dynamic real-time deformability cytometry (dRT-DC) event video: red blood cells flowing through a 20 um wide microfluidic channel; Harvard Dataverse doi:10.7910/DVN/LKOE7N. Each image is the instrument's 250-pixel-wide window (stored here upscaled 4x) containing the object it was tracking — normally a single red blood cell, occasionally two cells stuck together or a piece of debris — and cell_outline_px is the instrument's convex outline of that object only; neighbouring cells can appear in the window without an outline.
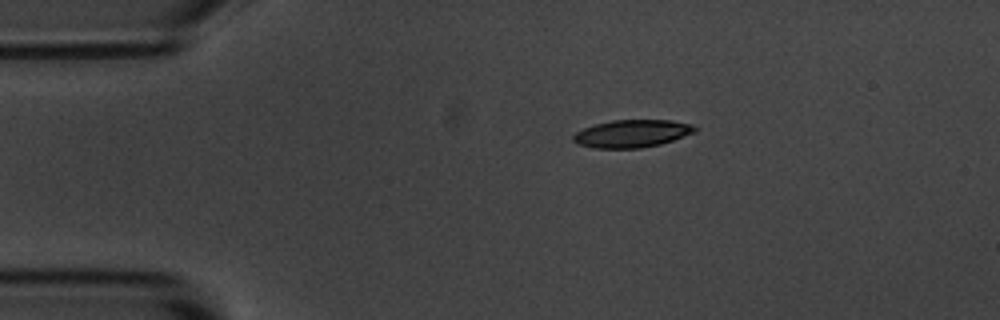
{"species": "common noctule bat (a hibernating species)", "species_latin": "Nyctalus noctula", "temperature_condition": "room temperature", "stored_images_in_passage": 45, "camera_frame_rate_fps": 3000, "um_per_image_px": 0.085, "animal": {"sex": "male", "body_mass_g": 20.1, "forearm_length_mm": 53.5}, "frame": {"image": 1, "passage_image": 1, "time_ms": 0.0, "image_size_px": [1000, 320], "cell_outline_px": [[696, 132], [660, 144], [640, 148], [592, 148], [576, 144], [572, 140], [572, 136], [576, 132], [584, 128], [596, 124], [612, 120], [672, 120], [692, 124], [696, 128]], "centroid_in_image_um": [53.69, 11.35], "position_along_channel_um": 31.3, "area_um2": 19.59}}
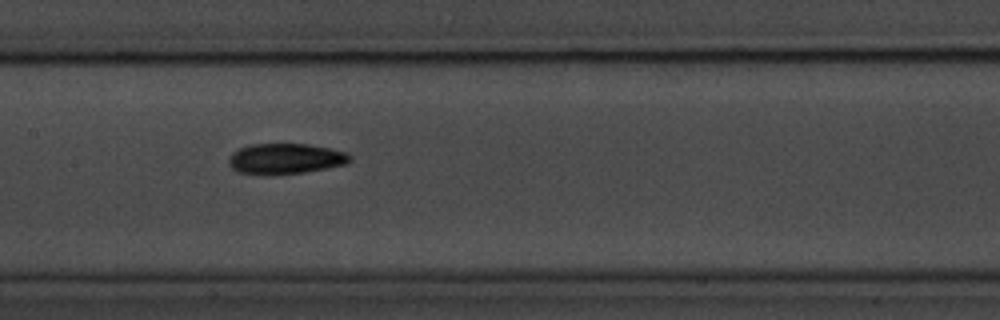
{"frame": {"image": 2, "passage_image": 17, "time_ms": 5.333, "image_size_px": [1000, 320], "cell_outline_px": [[352, 160], [348, 164], [328, 168], [304, 172], [268, 176], [264, 176], [240, 172], [232, 168], [228, 160], [232, 152], [248, 144], [308, 144], [348, 152], [352, 156]], "centroid_in_image_um": [24.29, 13.5], "position_along_channel_um": 183.1, "area_um2": 21.96}}
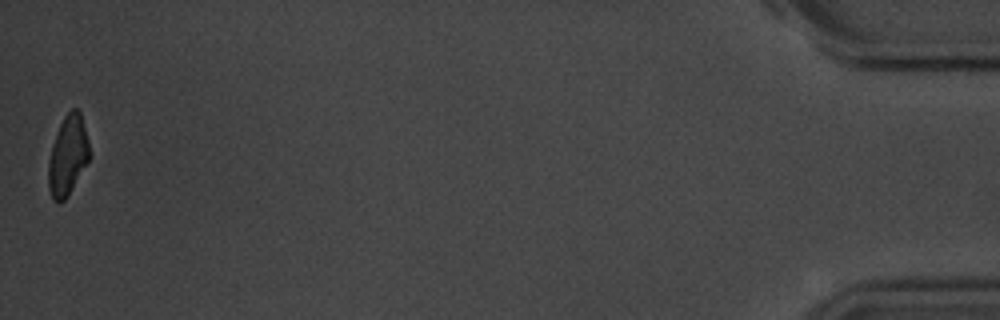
{"frame": {"image": 3, "passage_image": 45, "time_ms": 14.667, "image_size_px": [1000, 320], "cell_outline_px": [[92, 156], [68, 196], [60, 204], [52, 200], [48, 188], [48, 164], [52, 144], [60, 124], [64, 116], [72, 108], [76, 108], [80, 112], [88, 140]], "centroid_in_image_um": [5.77, 13.27], "position_along_channel_um": 429.4, "area_um2": 19.36}, "authors_computed_cell_mechanics": {"area_um2": 20.3456, "velocity_mm_per_s": 3.6666, "shape_relaxation_time_tau1_ms": 3.7859, "shape_relaxation_time_tau2_ms": 4.9087, "deformation_change_tau1": 0.1543, "deformation_change_tau2": 0.1229}}